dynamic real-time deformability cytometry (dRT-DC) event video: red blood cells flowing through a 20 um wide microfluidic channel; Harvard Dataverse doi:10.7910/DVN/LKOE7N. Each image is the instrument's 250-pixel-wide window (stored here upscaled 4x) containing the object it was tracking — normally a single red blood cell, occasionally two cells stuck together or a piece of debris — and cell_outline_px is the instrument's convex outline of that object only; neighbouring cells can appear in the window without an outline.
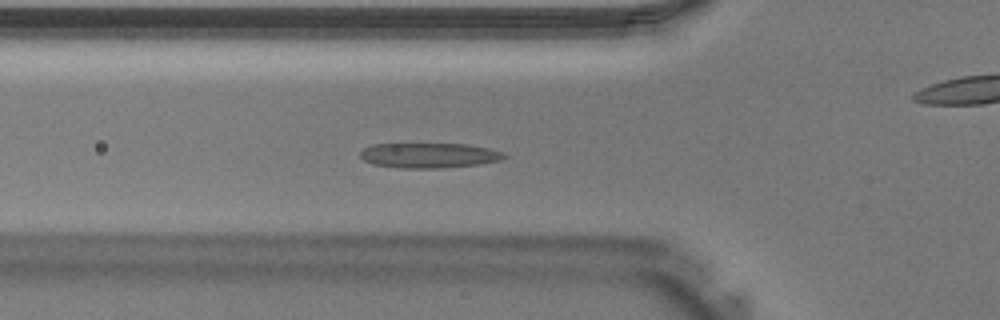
{"species": "Egyptian fruit bat (a non-hibernating species)", "species_latin": "Rousettus aegyptiacus", "temperature_condition": "warm", "stored_images_in_passage": 25, "camera_frame_rate_fps": 3000, "um_per_image_px": 0.085, "animal": {"sex": "male"}, "frame": {"image": 1, "passage_image": 4, "time_ms": 1.0, "image_size_px": [1000, 320], "cell_outline_px": [[508, 156], [500, 160], [476, 164], [440, 168], [400, 168], [372, 164], [364, 160], [360, 156], [360, 152], [364, 148], [372, 144], [468, 144], [488, 148], [504, 152]], "centroid_in_image_um": [36.46, 13.2], "position_along_channel_um": 89.3, "area_um2": 20.92}}
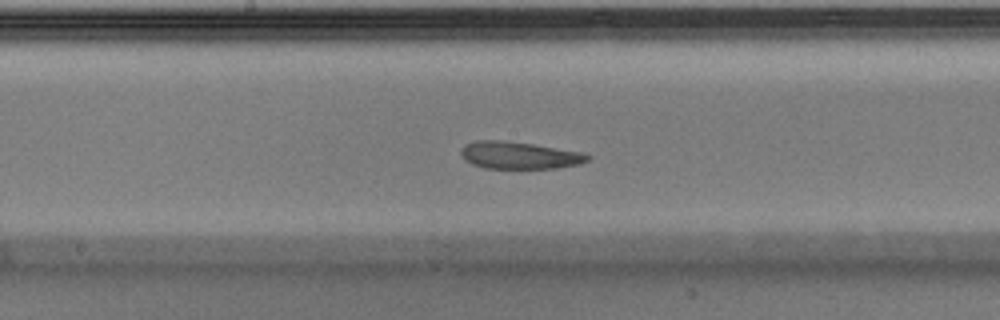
{"frame": {"image": 2, "passage_image": 11, "time_ms": 3.333, "image_size_px": [1000, 320], "cell_outline_px": [[592, 156], [588, 160], [580, 164], [556, 168], [484, 168], [472, 164], [464, 160], [460, 152], [460, 148], [464, 144], [476, 140], [500, 140], [532, 144], [584, 152]], "centroid_in_image_um": [44.12, 13.2], "position_along_channel_um": 204.1, "area_um2": 20.23}}
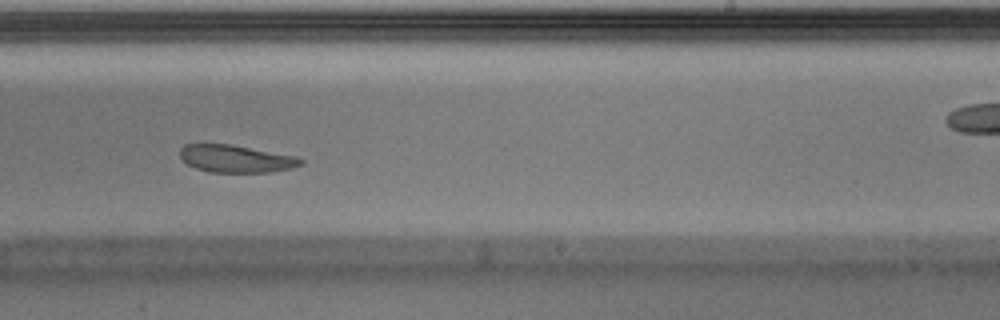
{"frame": {"image": 3, "passage_image": 15, "time_ms": 4.667, "image_size_px": [1000, 320], "cell_outline_px": [[304, 164], [292, 168], [268, 172], [208, 172], [196, 168], [188, 164], [180, 156], [180, 148], [184, 144], [232, 144], [296, 156], [304, 160]], "centroid_in_image_um": [20.07, 13.49], "position_along_channel_um": 268.9, "area_um2": 19.36}}